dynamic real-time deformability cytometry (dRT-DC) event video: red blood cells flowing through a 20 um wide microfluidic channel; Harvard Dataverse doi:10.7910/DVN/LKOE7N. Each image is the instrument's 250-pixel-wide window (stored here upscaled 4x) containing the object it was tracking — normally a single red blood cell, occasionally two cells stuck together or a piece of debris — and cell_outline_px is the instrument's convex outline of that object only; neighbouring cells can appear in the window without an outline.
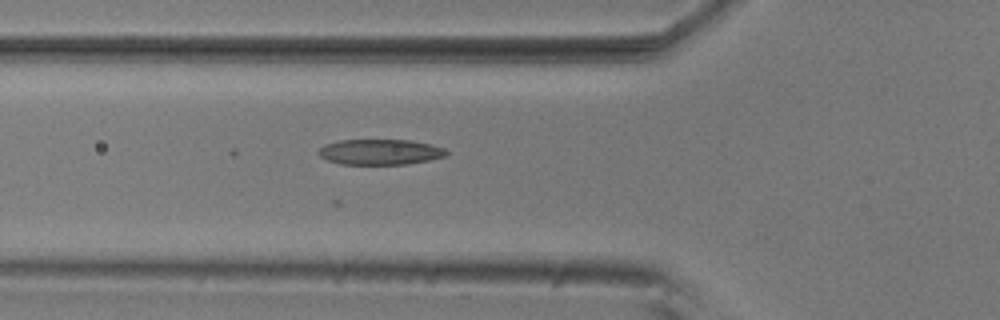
{"species": "common noctule bat (a hibernating species)", "species_latin": "Nyctalus noctula", "temperature_condition": "room temperature", "stored_images_in_passage": 5, "camera_frame_rate_fps": 3000, "um_per_image_px": 0.085, "animal": {"sex": "male", "body_mass_g": 20.5, "forearm_length_mm": 52.5}, "frame": {"image": 1, "passage_image": 5, "time_ms": 1.333, "image_size_px": [1000, 320], "cell_outline_px": [[448, 156], [408, 164], [340, 164], [328, 160], [320, 156], [316, 152], [324, 144], [340, 140], [412, 140], [432, 144], [444, 148], [448, 152]], "centroid_in_image_um": [32.32, 12.91], "position_along_channel_um": 93.5, "area_um2": 19.13}}